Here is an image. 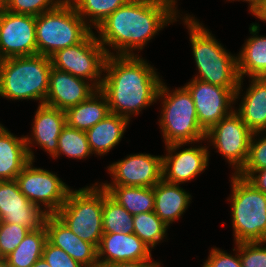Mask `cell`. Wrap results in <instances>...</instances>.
Masks as SVG:
<instances>
[{"mask_svg": "<svg viewBox=\"0 0 266 267\" xmlns=\"http://www.w3.org/2000/svg\"><path fill=\"white\" fill-rule=\"evenodd\" d=\"M96 90L88 80L52 67L44 104L66 111L86 100Z\"/></svg>", "mask_w": 266, "mask_h": 267, "instance_id": "18", "label": "cell"}, {"mask_svg": "<svg viewBox=\"0 0 266 267\" xmlns=\"http://www.w3.org/2000/svg\"><path fill=\"white\" fill-rule=\"evenodd\" d=\"M266 241L240 242L238 251L242 267H266ZM264 245V246H263Z\"/></svg>", "mask_w": 266, "mask_h": 267, "instance_id": "36", "label": "cell"}, {"mask_svg": "<svg viewBox=\"0 0 266 267\" xmlns=\"http://www.w3.org/2000/svg\"><path fill=\"white\" fill-rule=\"evenodd\" d=\"M180 12L177 0H129L111 13L95 33L108 56L139 55L134 52H141L158 32L179 21Z\"/></svg>", "mask_w": 266, "mask_h": 267, "instance_id": "1", "label": "cell"}, {"mask_svg": "<svg viewBox=\"0 0 266 267\" xmlns=\"http://www.w3.org/2000/svg\"><path fill=\"white\" fill-rule=\"evenodd\" d=\"M156 267H162V266H161V262H160Z\"/></svg>", "mask_w": 266, "mask_h": 267, "instance_id": "46", "label": "cell"}, {"mask_svg": "<svg viewBox=\"0 0 266 267\" xmlns=\"http://www.w3.org/2000/svg\"><path fill=\"white\" fill-rule=\"evenodd\" d=\"M127 1L129 0H71L70 2L86 24L96 30L111 13Z\"/></svg>", "mask_w": 266, "mask_h": 267, "instance_id": "31", "label": "cell"}, {"mask_svg": "<svg viewBox=\"0 0 266 267\" xmlns=\"http://www.w3.org/2000/svg\"><path fill=\"white\" fill-rule=\"evenodd\" d=\"M33 163L34 161L31 160L17 175L15 181L19 190L31 203L41 205L47 214H55L64 204L72 188L57 174L34 167Z\"/></svg>", "mask_w": 266, "mask_h": 267, "instance_id": "10", "label": "cell"}, {"mask_svg": "<svg viewBox=\"0 0 266 267\" xmlns=\"http://www.w3.org/2000/svg\"><path fill=\"white\" fill-rule=\"evenodd\" d=\"M51 59L40 54L0 60V96L44 104L49 90Z\"/></svg>", "mask_w": 266, "mask_h": 267, "instance_id": "4", "label": "cell"}, {"mask_svg": "<svg viewBox=\"0 0 266 267\" xmlns=\"http://www.w3.org/2000/svg\"><path fill=\"white\" fill-rule=\"evenodd\" d=\"M112 179L100 185L154 187L163 179V157L145 153L127 155L107 166Z\"/></svg>", "mask_w": 266, "mask_h": 267, "instance_id": "13", "label": "cell"}, {"mask_svg": "<svg viewBox=\"0 0 266 267\" xmlns=\"http://www.w3.org/2000/svg\"><path fill=\"white\" fill-rule=\"evenodd\" d=\"M47 231L45 225L34 231H29L15 250L4 258L7 267H31L42 258Z\"/></svg>", "mask_w": 266, "mask_h": 267, "instance_id": "28", "label": "cell"}, {"mask_svg": "<svg viewBox=\"0 0 266 267\" xmlns=\"http://www.w3.org/2000/svg\"><path fill=\"white\" fill-rule=\"evenodd\" d=\"M233 251H235L236 254L232 256L231 253H227L225 250L223 251L220 248H211L202 267H242L238 251V243H235Z\"/></svg>", "mask_w": 266, "mask_h": 267, "instance_id": "37", "label": "cell"}, {"mask_svg": "<svg viewBox=\"0 0 266 267\" xmlns=\"http://www.w3.org/2000/svg\"><path fill=\"white\" fill-rule=\"evenodd\" d=\"M93 30L71 2L36 17L37 54L52 56L56 51L82 42Z\"/></svg>", "mask_w": 266, "mask_h": 267, "instance_id": "7", "label": "cell"}, {"mask_svg": "<svg viewBox=\"0 0 266 267\" xmlns=\"http://www.w3.org/2000/svg\"><path fill=\"white\" fill-rule=\"evenodd\" d=\"M130 214L154 211V187L101 185Z\"/></svg>", "mask_w": 266, "mask_h": 267, "instance_id": "27", "label": "cell"}, {"mask_svg": "<svg viewBox=\"0 0 266 267\" xmlns=\"http://www.w3.org/2000/svg\"><path fill=\"white\" fill-rule=\"evenodd\" d=\"M265 168H266V131L254 132L250 139L249 154L246 164L242 167L240 171H255Z\"/></svg>", "mask_w": 266, "mask_h": 267, "instance_id": "35", "label": "cell"}, {"mask_svg": "<svg viewBox=\"0 0 266 267\" xmlns=\"http://www.w3.org/2000/svg\"><path fill=\"white\" fill-rule=\"evenodd\" d=\"M259 31L260 24L251 23V36L244 42L239 54H236L240 79L246 76L266 77V35H259Z\"/></svg>", "mask_w": 266, "mask_h": 267, "instance_id": "23", "label": "cell"}, {"mask_svg": "<svg viewBox=\"0 0 266 267\" xmlns=\"http://www.w3.org/2000/svg\"><path fill=\"white\" fill-rule=\"evenodd\" d=\"M62 154L74 160H85L93 155L86 131L75 129L66 124L58 137V150L53 159L60 157Z\"/></svg>", "mask_w": 266, "mask_h": 267, "instance_id": "32", "label": "cell"}, {"mask_svg": "<svg viewBox=\"0 0 266 267\" xmlns=\"http://www.w3.org/2000/svg\"><path fill=\"white\" fill-rule=\"evenodd\" d=\"M47 215L41 206L28 200L15 180L0 181V221L34 231L45 225Z\"/></svg>", "mask_w": 266, "mask_h": 267, "instance_id": "16", "label": "cell"}, {"mask_svg": "<svg viewBox=\"0 0 266 267\" xmlns=\"http://www.w3.org/2000/svg\"><path fill=\"white\" fill-rule=\"evenodd\" d=\"M107 56L92 31L82 42L56 51L50 59L53 68L88 80L100 89Z\"/></svg>", "mask_w": 266, "mask_h": 267, "instance_id": "9", "label": "cell"}, {"mask_svg": "<svg viewBox=\"0 0 266 267\" xmlns=\"http://www.w3.org/2000/svg\"><path fill=\"white\" fill-rule=\"evenodd\" d=\"M252 15L258 18L262 22H266V0H263L261 4L253 11Z\"/></svg>", "mask_w": 266, "mask_h": 267, "instance_id": "41", "label": "cell"}, {"mask_svg": "<svg viewBox=\"0 0 266 267\" xmlns=\"http://www.w3.org/2000/svg\"><path fill=\"white\" fill-rule=\"evenodd\" d=\"M191 200L190 192L181 188L179 184L162 179L154 186V212L168 227L181 218L190 206Z\"/></svg>", "mask_w": 266, "mask_h": 267, "instance_id": "22", "label": "cell"}, {"mask_svg": "<svg viewBox=\"0 0 266 267\" xmlns=\"http://www.w3.org/2000/svg\"><path fill=\"white\" fill-rule=\"evenodd\" d=\"M99 266L125 261L152 260L150 248L134 233H103L97 248Z\"/></svg>", "mask_w": 266, "mask_h": 267, "instance_id": "19", "label": "cell"}, {"mask_svg": "<svg viewBox=\"0 0 266 267\" xmlns=\"http://www.w3.org/2000/svg\"><path fill=\"white\" fill-rule=\"evenodd\" d=\"M140 55L107 56L100 90L107 98L110 113L131 120L132 115L157 103L164 79Z\"/></svg>", "mask_w": 266, "mask_h": 267, "instance_id": "2", "label": "cell"}, {"mask_svg": "<svg viewBox=\"0 0 266 267\" xmlns=\"http://www.w3.org/2000/svg\"><path fill=\"white\" fill-rule=\"evenodd\" d=\"M61 2L62 0H9L5 10L37 17L55 9Z\"/></svg>", "mask_w": 266, "mask_h": 267, "instance_id": "34", "label": "cell"}, {"mask_svg": "<svg viewBox=\"0 0 266 267\" xmlns=\"http://www.w3.org/2000/svg\"><path fill=\"white\" fill-rule=\"evenodd\" d=\"M65 125V111L46 104L38 105L31 127V134L25 136L27 152L32 161L35 162V155L31 147L35 144L39 145L52 158L56 155L58 137Z\"/></svg>", "mask_w": 266, "mask_h": 267, "instance_id": "17", "label": "cell"}, {"mask_svg": "<svg viewBox=\"0 0 266 267\" xmlns=\"http://www.w3.org/2000/svg\"><path fill=\"white\" fill-rule=\"evenodd\" d=\"M158 100L162 104L158 125L165 145L205 141L206 132L199 125L194 101L185 86L170 90L162 81Z\"/></svg>", "mask_w": 266, "mask_h": 267, "instance_id": "5", "label": "cell"}, {"mask_svg": "<svg viewBox=\"0 0 266 267\" xmlns=\"http://www.w3.org/2000/svg\"><path fill=\"white\" fill-rule=\"evenodd\" d=\"M199 142L190 143L189 148H180L187 143H175L165 145L167 151L163 157V179L169 183L184 184L193 180L209 165V146L195 145ZM193 144V146H192ZM182 149L181 151H178Z\"/></svg>", "mask_w": 266, "mask_h": 267, "instance_id": "15", "label": "cell"}, {"mask_svg": "<svg viewBox=\"0 0 266 267\" xmlns=\"http://www.w3.org/2000/svg\"><path fill=\"white\" fill-rule=\"evenodd\" d=\"M237 174L245 178L256 189L266 194V168L255 171H239Z\"/></svg>", "mask_w": 266, "mask_h": 267, "instance_id": "39", "label": "cell"}, {"mask_svg": "<svg viewBox=\"0 0 266 267\" xmlns=\"http://www.w3.org/2000/svg\"><path fill=\"white\" fill-rule=\"evenodd\" d=\"M47 240L61 248L84 267H99L97 248L75 235L55 214H48L45 220Z\"/></svg>", "mask_w": 266, "mask_h": 267, "instance_id": "20", "label": "cell"}, {"mask_svg": "<svg viewBox=\"0 0 266 267\" xmlns=\"http://www.w3.org/2000/svg\"><path fill=\"white\" fill-rule=\"evenodd\" d=\"M184 86L192 96L199 125L205 132L234 111L235 93L231 89L194 78Z\"/></svg>", "mask_w": 266, "mask_h": 267, "instance_id": "12", "label": "cell"}, {"mask_svg": "<svg viewBox=\"0 0 266 267\" xmlns=\"http://www.w3.org/2000/svg\"><path fill=\"white\" fill-rule=\"evenodd\" d=\"M182 16V18H181ZM179 19L187 27L193 58L198 70L194 79L231 89L236 92L240 76L237 55L231 54L202 22L192 15H181Z\"/></svg>", "mask_w": 266, "mask_h": 267, "instance_id": "3", "label": "cell"}, {"mask_svg": "<svg viewBox=\"0 0 266 267\" xmlns=\"http://www.w3.org/2000/svg\"><path fill=\"white\" fill-rule=\"evenodd\" d=\"M103 187L92 186L71 189L62 207L55 215L80 239L98 248L103 236Z\"/></svg>", "mask_w": 266, "mask_h": 267, "instance_id": "8", "label": "cell"}, {"mask_svg": "<svg viewBox=\"0 0 266 267\" xmlns=\"http://www.w3.org/2000/svg\"><path fill=\"white\" fill-rule=\"evenodd\" d=\"M133 233L137 235L152 251L161 241L167 239L169 228L154 212L139 213L133 216Z\"/></svg>", "mask_w": 266, "mask_h": 267, "instance_id": "30", "label": "cell"}, {"mask_svg": "<svg viewBox=\"0 0 266 267\" xmlns=\"http://www.w3.org/2000/svg\"><path fill=\"white\" fill-rule=\"evenodd\" d=\"M110 113L104 93L97 89L83 102L65 111L66 124L78 130L87 131Z\"/></svg>", "mask_w": 266, "mask_h": 267, "instance_id": "26", "label": "cell"}, {"mask_svg": "<svg viewBox=\"0 0 266 267\" xmlns=\"http://www.w3.org/2000/svg\"><path fill=\"white\" fill-rule=\"evenodd\" d=\"M252 134L241 117L233 111L206 132L205 142L213 145L216 152L233 167L234 174H237L246 164Z\"/></svg>", "mask_w": 266, "mask_h": 267, "instance_id": "11", "label": "cell"}, {"mask_svg": "<svg viewBox=\"0 0 266 267\" xmlns=\"http://www.w3.org/2000/svg\"><path fill=\"white\" fill-rule=\"evenodd\" d=\"M31 161L25 136L17 137L5 126L0 128V181L15 180Z\"/></svg>", "mask_w": 266, "mask_h": 267, "instance_id": "24", "label": "cell"}, {"mask_svg": "<svg viewBox=\"0 0 266 267\" xmlns=\"http://www.w3.org/2000/svg\"><path fill=\"white\" fill-rule=\"evenodd\" d=\"M102 226L103 233L131 234L134 231L133 215L115 201L104 188Z\"/></svg>", "mask_w": 266, "mask_h": 267, "instance_id": "29", "label": "cell"}, {"mask_svg": "<svg viewBox=\"0 0 266 267\" xmlns=\"http://www.w3.org/2000/svg\"><path fill=\"white\" fill-rule=\"evenodd\" d=\"M31 267H51L42 257L38 259Z\"/></svg>", "mask_w": 266, "mask_h": 267, "instance_id": "43", "label": "cell"}, {"mask_svg": "<svg viewBox=\"0 0 266 267\" xmlns=\"http://www.w3.org/2000/svg\"><path fill=\"white\" fill-rule=\"evenodd\" d=\"M9 0H0V10L5 9Z\"/></svg>", "mask_w": 266, "mask_h": 267, "instance_id": "44", "label": "cell"}, {"mask_svg": "<svg viewBox=\"0 0 266 267\" xmlns=\"http://www.w3.org/2000/svg\"><path fill=\"white\" fill-rule=\"evenodd\" d=\"M227 1H230V2H234L235 0H227ZM236 1H242V2H247L249 5H248V9H249V13H253V11L261 4V2L263 0H236Z\"/></svg>", "mask_w": 266, "mask_h": 267, "instance_id": "42", "label": "cell"}, {"mask_svg": "<svg viewBox=\"0 0 266 267\" xmlns=\"http://www.w3.org/2000/svg\"><path fill=\"white\" fill-rule=\"evenodd\" d=\"M29 231L19 224L0 221V256L2 259L15 250Z\"/></svg>", "mask_w": 266, "mask_h": 267, "instance_id": "33", "label": "cell"}, {"mask_svg": "<svg viewBox=\"0 0 266 267\" xmlns=\"http://www.w3.org/2000/svg\"><path fill=\"white\" fill-rule=\"evenodd\" d=\"M159 262L153 260L125 261L106 264L99 267H156Z\"/></svg>", "mask_w": 266, "mask_h": 267, "instance_id": "40", "label": "cell"}, {"mask_svg": "<svg viewBox=\"0 0 266 267\" xmlns=\"http://www.w3.org/2000/svg\"><path fill=\"white\" fill-rule=\"evenodd\" d=\"M130 121L117 114L109 113L104 119L86 131L90 149L94 155L109 153L124 137Z\"/></svg>", "mask_w": 266, "mask_h": 267, "instance_id": "25", "label": "cell"}, {"mask_svg": "<svg viewBox=\"0 0 266 267\" xmlns=\"http://www.w3.org/2000/svg\"><path fill=\"white\" fill-rule=\"evenodd\" d=\"M42 257L51 267H84L72 259L67 252L52 245L48 240L45 243Z\"/></svg>", "mask_w": 266, "mask_h": 267, "instance_id": "38", "label": "cell"}, {"mask_svg": "<svg viewBox=\"0 0 266 267\" xmlns=\"http://www.w3.org/2000/svg\"><path fill=\"white\" fill-rule=\"evenodd\" d=\"M35 54L36 17L0 10V60Z\"/></svg>", "mask_w": 266, "mask_h": 267, "instance_id": "14", "label": "cell"}, {"mask_svg": "<svg viewBox=\"0 0 266 267\" xmlns=\"http://www.w3.org/2000/svg\"><path fill=\"white\" fill-rule=\"evenodd\" d=\"M0 267H7L6 261L4 259L0 261Z\"/></svg>", "mask_w": 266, "mask_h": 267, "instance_id": "45", "label": "cell"}, {"mask_svg": "<svg viewBox=\"0 0 266 267\" xmlns=\"http://www.w3.org/2000/svg\"><path fill=\"white\" fill-rule=\"evenodd\" d=\"M230 178L227 200L231 202L234 244L266 241V194L238 174L232 172Z\"/></svg>", "mask_w": 266, "mask_h": 267, "instance_id": "6", "label": "cell"}, {"mask_svg": "<svg viewBox=\"0 0 266 267\" xmlns=\"http://www.w3.org/2000/svg\"><path fill=\"white\" fill-rule=\"evenodd\" d=\"M243 80L240 79L235 92V105L237 99L241 101L234 111L253 133L266 131V77L249 78L246 92L242 90Z\"/></svg>", "mask_w": 266, "mask_h": 267, "instance_id": "21", "label": "cell"}]
</instances>
